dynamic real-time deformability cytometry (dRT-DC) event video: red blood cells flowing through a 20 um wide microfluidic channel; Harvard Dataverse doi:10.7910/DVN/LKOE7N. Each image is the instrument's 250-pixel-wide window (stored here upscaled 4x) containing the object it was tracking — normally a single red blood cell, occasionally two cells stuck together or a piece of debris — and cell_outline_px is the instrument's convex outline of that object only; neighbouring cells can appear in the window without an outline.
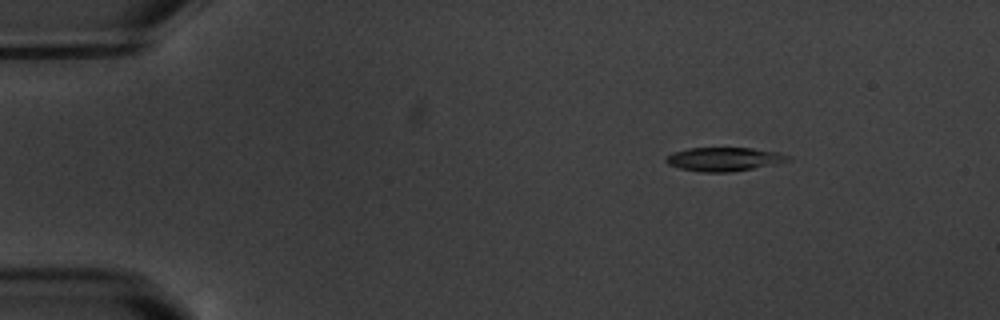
{"species": "common noctule bat (a hibernating species)", "species_latin": "Nyctalus noctula", "temperature_condition": "warm", "stored_images_in_passage": 6, "camera_frame_rate_fps": 3000, "um_per_image_px": 0.085, "animal": {"sex": "male", "body_mass_g": 20.1, "forearm_length_mm": 53.5}, "frame": {"image": 1, "passage_image": 3, "time_ms": 2.333, "image_size_px": [1000, 320], "cell_outline_px": [[792, 160], [776, 164], [728, 172], [700, 172], [680, 168], [668, 164], [664, 160], [664, 156], [688, 148], [752, 148], [780, 152], [792, 156]], "centroid_in_image_um": [61.58, 13.52], "position_along_channel_um": 23.4, "area_um2": 16.94}}
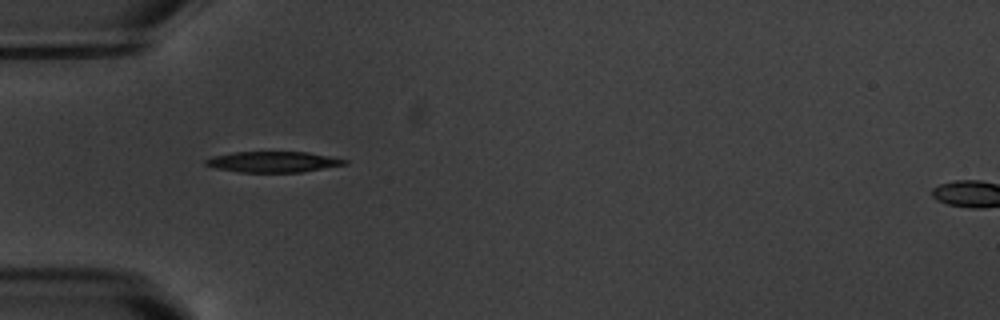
{"frame": {"image": 2, "passage_image": 6, "time_ms": 5.667, "image_size_px": [1000, 320], "cell_outline_px": [[348, 164], [300, 172], [240, 172], [216, 168], [204, 164], [204, 160], [212, 156], [232, 152], [308, 152], [348, 160]], "centroid_in_image_um": [23.19, 13.75], "position_along_channel_um": 61.8, "area_um2": 16.76}}